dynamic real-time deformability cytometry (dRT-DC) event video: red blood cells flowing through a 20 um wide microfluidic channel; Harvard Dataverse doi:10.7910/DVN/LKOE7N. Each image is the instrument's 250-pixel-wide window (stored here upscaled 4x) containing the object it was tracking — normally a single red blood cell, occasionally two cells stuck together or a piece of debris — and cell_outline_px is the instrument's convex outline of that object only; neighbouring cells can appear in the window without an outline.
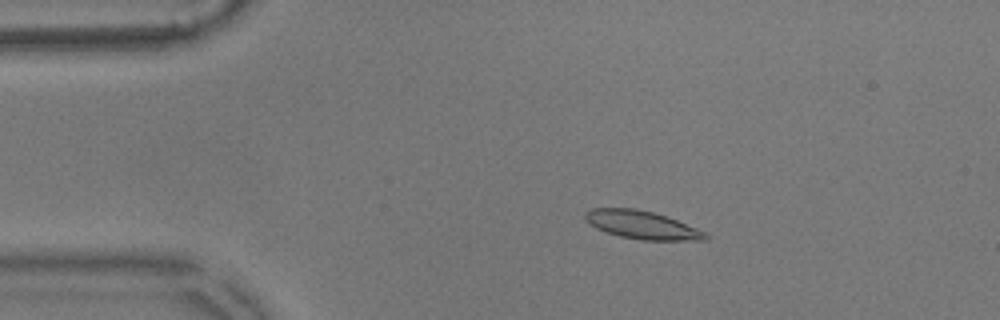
{"species": "common noctule bat (a hibernating species)", "species_latin": "Nyctalus noctula", "temperature_condition": "warm", "stored_images_in_passage": 55, "camera_frame_rate_fps": 3000, "um_per_image_px": 0.085, "animal": {"sex": "male", "body_mass_g": 17.9}, "frame": {"image": 1, "passage_image": 9, "time_ms": 2.667, "image_size_px": [1000, 320], "cell_outline_px": [[708, 240], [644, 240], [620, 236], [596, 228], [584, 220], [584, 212], [592, 208], [636, 208], [652, 212], [676, 220], [696, 228], [704, 232], [708, 236]], "centroid_in_image_um": [54.52, 19.11], "position_along_channel_um": 30.5, "area_um2": 19.48}}
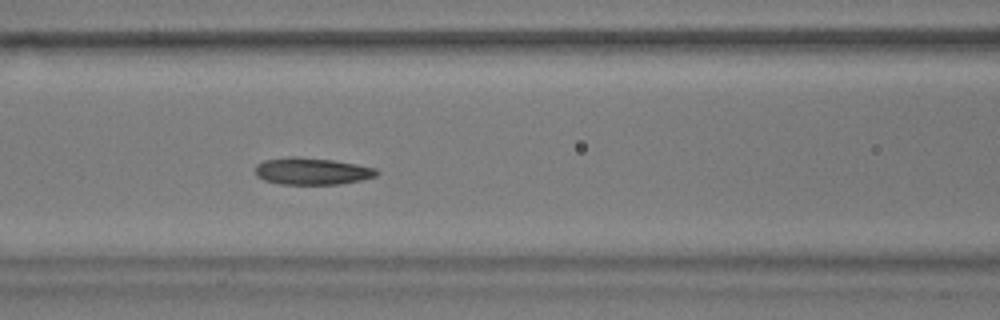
{"frame": {"image": 2, "passage_image": 22, "time_ms": 7.0, "image_size_px": [1000, 320], "cell_outline_px": [[380, 172], [376, 176], [360, 180], [340, 184], [280, 184], [264, 180], [256, 176], [256, 164], [264, 160], [292, 156], [296, 156], [332, 160], [356, 164], [376, 168]], "centroid_in_image_um": [26.51, 14.55], "position_along_channel_um": 140.1, "area_um2": 19.07}}
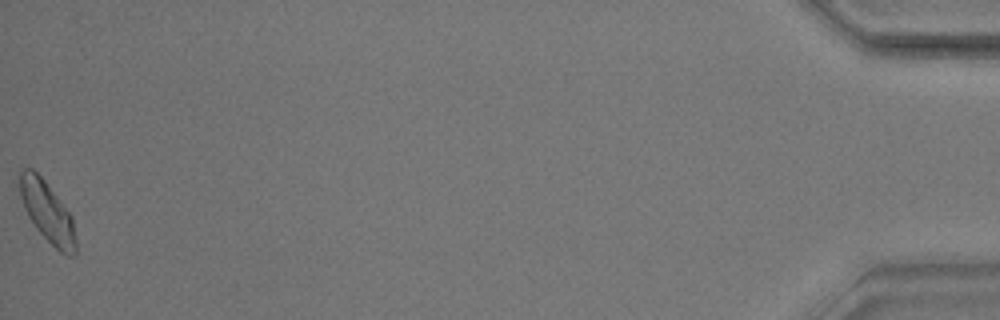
{"frame": {"image": 3, "passage_image": 55, "time_ms": 18.0, "image_size_px": [1000, 320], "cell_outline_px": [[76, 256], [68, 256], [60, 252], [36, 228], [28, 216], [24, 208], [20, 196], [20, 168], [32, 168], [44, 180], [72, 216], [76, 244]], "centroid_in_image_um": [4.02, 18.02], "position_along_channel_um": 431.2, "area_um2": 19.54}, "authors_computed_cell_mechanics": {"area_um2": 19.1896, "velocity_mm_per_s": 3.5754, "shape_relaxation_time_tau1_ms": 4.3551, "shape_relaxation_time_tau2_ms": 3.0207, "deformation_change_tau1": 0.114, "deformation_change_tau2": 0.0964}}